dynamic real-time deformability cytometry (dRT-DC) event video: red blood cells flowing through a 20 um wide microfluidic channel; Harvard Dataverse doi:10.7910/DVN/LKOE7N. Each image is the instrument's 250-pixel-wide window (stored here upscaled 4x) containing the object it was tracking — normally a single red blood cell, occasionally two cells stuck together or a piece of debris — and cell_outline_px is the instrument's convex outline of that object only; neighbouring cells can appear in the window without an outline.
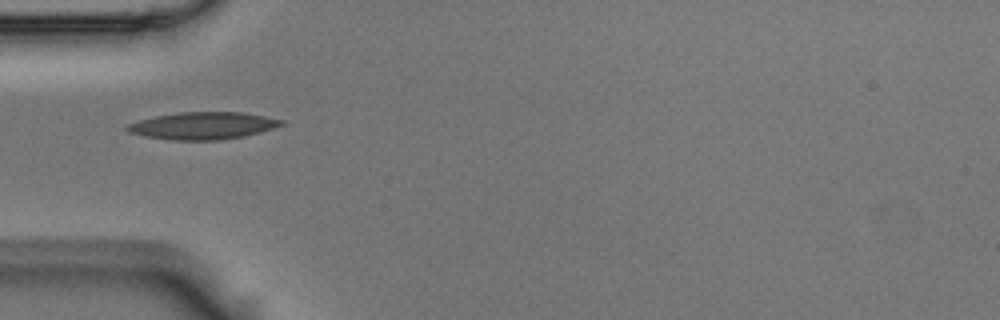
{"species": "Egyptian fruit bat (a non-hibernating species)", "species_latin": "Rousettus aegyptiacus", "temperature_condition": "room temperature", "stored_images_in_passage": 38, "camera_frame_rate_fps": 3000, "um_per_image_px": 0.085, "animal": {"sex": "male"}, "frame": {"image": 1, "passage_image": 1, "time_ms": 0.0, "image_size_px": [1000, 320], "cell_outline_px": [[284, 124], [272, 128], [244, 136], [216, 140], [176, 140], [144, 136], [128, 132], [124, 128], [128, 124], [140, 120], [156, 116], [180, 112], [244, 112], [284, 120]], "centroid_in_image_um": [17.23, 10.68], "position_along_channel_um": 67.8, "area_um2": 24.22}}
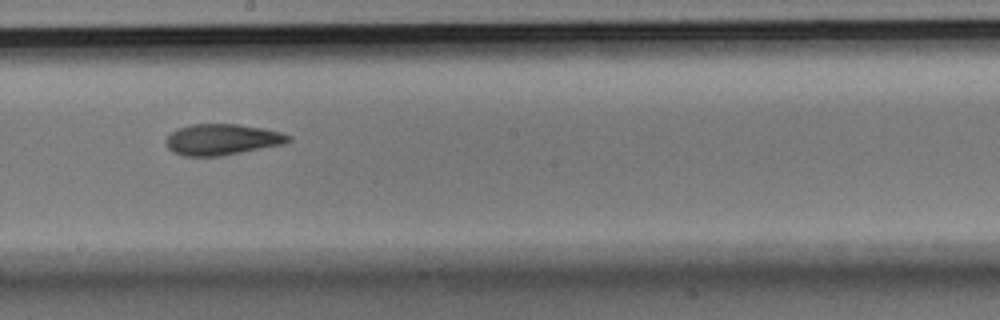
{"frame": {"image": 2, "passage_image": 14, "time_ms": 4.333, "image_size_px": [1000, 320], "cell_outline_px": [[292, 140], [284, 144], [220, 156], [184, 156], [172, 152], [168, 148], [164, 140], [176, 128], [192, 124], [240, 124], [264, 128], [280, 132], [292, 136]], "centroid_in_image_um": [18.87, 11.85], "position_along_channel_um": 229.3, "area_um2": 22.31}}
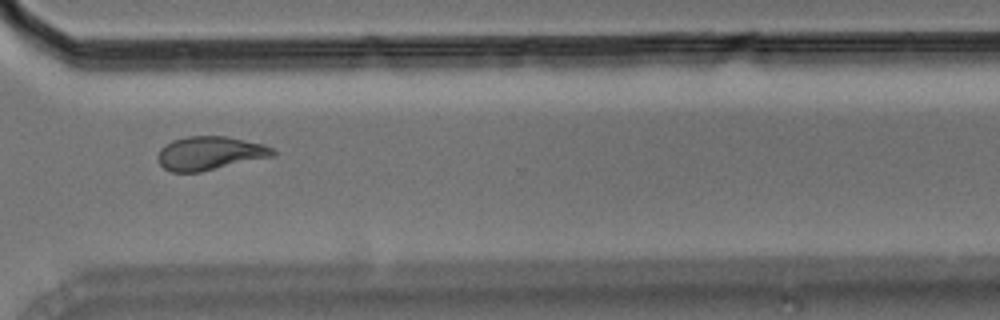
{"frame": {"image": 3, "passage_image": 24, "time_ms": 7.667, "image_size_px": [1000, 320], "cell_outline_px": [[276, 152], [272, 156], [200, 172], [172, 172], [164, 168], [156, 160], [156, 156], [160, 148], [164, 144], [172, 140], [188, 136], [228, 136], [264, 144], [272, 148]], "centroid_in_image_um": [17.78, 13.01], "position_along_channel_um": 352.8, "area_um2": 22.6}, "authors_computed_cell_mechanics": {"area_um2": 22.542, "velocity_mm_per_s": 3.7068, "shape_relaxation_time_tau1_ms": 5.5373, "shape_relaxation_time_tau2_ms": 3.1666, "deformation_change_tau1": 0.1881, "deformation_change_tau2": 0.1059}}